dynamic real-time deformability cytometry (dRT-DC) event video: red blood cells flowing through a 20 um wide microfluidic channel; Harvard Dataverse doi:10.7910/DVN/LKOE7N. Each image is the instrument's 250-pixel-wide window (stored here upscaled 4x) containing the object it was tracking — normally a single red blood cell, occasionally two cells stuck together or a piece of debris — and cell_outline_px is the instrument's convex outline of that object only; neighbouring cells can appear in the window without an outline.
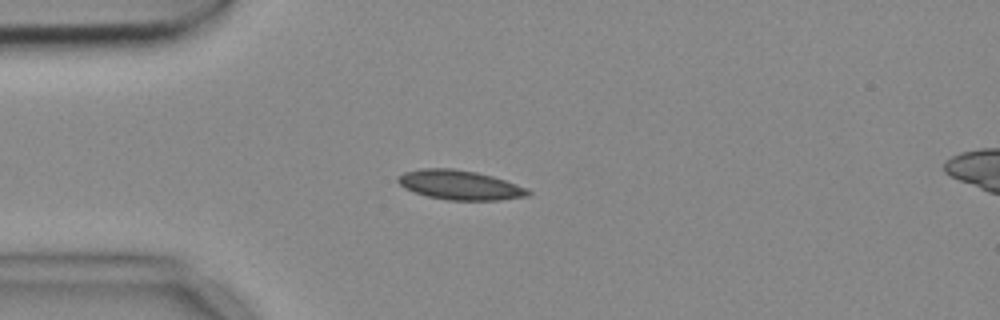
{"species": "common noctule bat (a hibernating species)", "species_latin": "Nyctalus noctula", "temperature_condition": "cold", "stored_images_in_passage": 3, "camera_frame_rate_fps": 3000, "um_per_image_px": 0.085, "animal": {"sex": "female", "body_mass_g": 18.4}, "frame": {"image": 1, "passage_image": 3, "time_ms": 0.667, "image_size_px": [1000, 320], "cell_outline_px": [[532, 192], [528, 196], [500, 200], [448, 200], [428, 196], [404, 188], [396, 180], [396, 176], [404, 172], [420, 168], [452, 168], [476, 172], [492, 176], [528, 188]], "centroid_in_image_um": [39.08, 15.72], "position_along_channel_um": 45.9, "area_um2": 22.37}}